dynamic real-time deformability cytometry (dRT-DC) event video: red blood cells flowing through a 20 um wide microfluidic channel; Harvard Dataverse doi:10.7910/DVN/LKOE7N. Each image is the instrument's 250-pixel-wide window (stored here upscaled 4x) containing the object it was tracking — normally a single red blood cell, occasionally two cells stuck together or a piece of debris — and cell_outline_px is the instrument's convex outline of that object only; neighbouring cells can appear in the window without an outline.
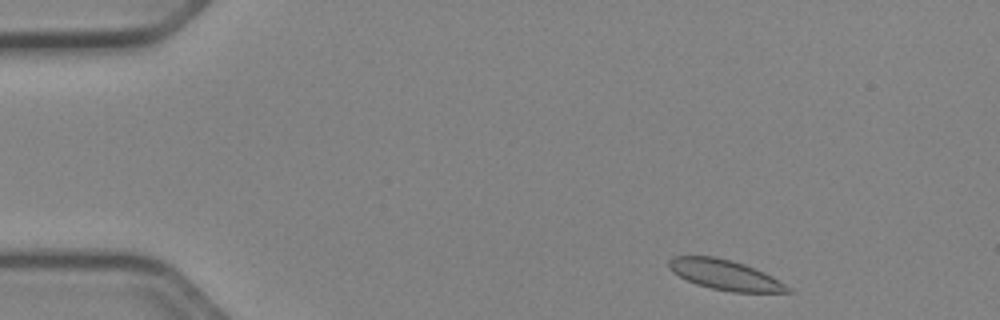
{"species": "Egyptian fruit bat (a non-hibernating species)", "species_latin": "Rousettus aegyptiacus", "temperature_condition": "cold", "stored_images_in_passage": 46, "camera_frame_rate_fps": 3000, "um_per_image_px": 0.085, "animal": {"sex": "female"}, "frame": {"image": 1, "passage_image": 1, "time_ms": 0.0, "image_size_px": [1000, 320], "cell_outline_px": [[796, 292], [732, 292], [712, 288], [696, 284], [672, 272], [668, 268], [668, 260], [672, 256], [716, 256], [744, 264], [764, 272], [772, 276], [792, 288]], "centroid_in_image_um": [61.63, 23.36], "position_along_channel_um": 23.4, "area_um2": 20.87}}
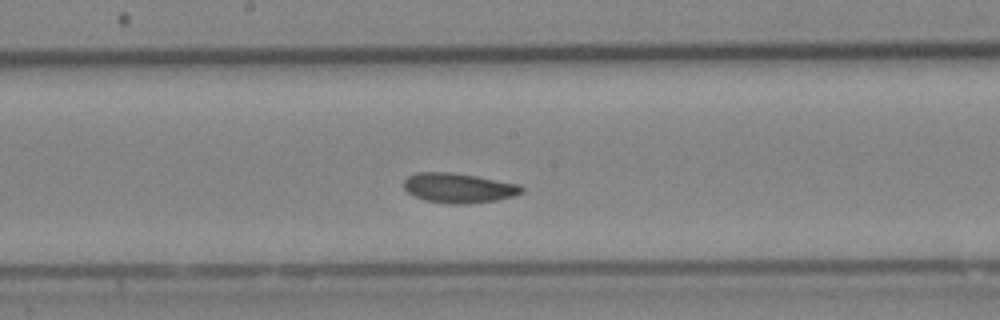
{"frame": {"image": 2, "passage_image": 22, "time_ms": 7.0, "image_size_px": [1000, 320], "cell_outline_px": [[524, 192], [516, 196], [496, 200], [468, 204], [448, 204], [424, 200], [408, 192], [404, 188], [404, 180], [408, 176], [416, 172], [448, 172], [476, 176], [520, 184], [524, 188]], "centroid_in_image_um": [39.01, 15.98], "position_along_channel_um": 209.2, "area_um2": 20.58}}
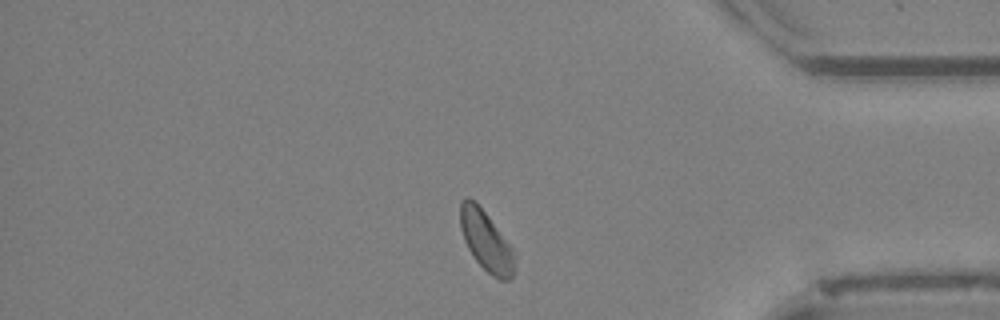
{"frame": {"image": 3, "passage_image": 38, "time_ms": 12.333, "image_size_px": [1000, 320], "cell_outline_px": [[516, 272], [508, 280], [500, 280], [492, 276], [476, 260], [468, 248], [464, 240], [460, 228], [460, 204], [468, 196], [488, 216], [516, 252]], "centroid_in_image_um": [41.37, 20.54], "position_along_channel_um": 393.8, "area_um2": 19.02}, "authors_computed_cell_mechanics": {"area_um2": 19.8832, "velocity_mm_per_s": 3.8937, "shape_relaxation_time_tau1_ms": 9.4816, "shape_relaxation_time_tau2_ms": null, "deformation_change_tau1": 0.1102, "deformation_change_tau2": null}}